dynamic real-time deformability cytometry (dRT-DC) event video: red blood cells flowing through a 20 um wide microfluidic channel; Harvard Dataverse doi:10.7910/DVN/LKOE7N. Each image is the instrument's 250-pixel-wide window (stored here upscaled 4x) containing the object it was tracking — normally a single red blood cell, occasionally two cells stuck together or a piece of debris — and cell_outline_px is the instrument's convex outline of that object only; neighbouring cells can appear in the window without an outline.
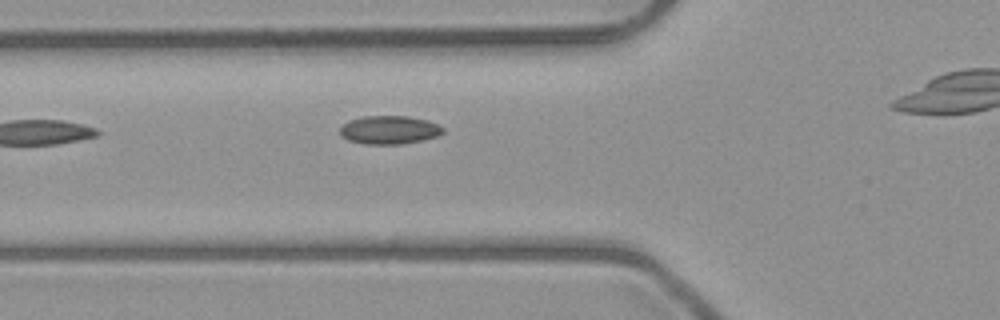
{"species": "common noctule bat (a hibernating species)", "species_latin": "Nyctalus noctula", "temperature_condition": "room temperature", "stored_images_in_passage": 5, "camera_frame_rate_fps": 3000, "um_per_image_px": 0.085, "animal": {"sex": "male", "body_mass_g": 23.1, "forearm_length_mm": 52.7}, "frame": {"image": 1, "passage_image": 4, "time_ms": 3.333, "image_size_px": [1000, 320], "cell_outline_px": [[444, 132], [436, 136], [420, 140], [400, 144], [364, 144], [348, 140], [340, 136], [340, 128], [348, 120], [364, 116], [408, 116], [428, 120], [444, 128]], "centroid_in_image_um": [33.06, 11.03], "position_along_channel_um": 92.7, "area_um2": 16.99}}